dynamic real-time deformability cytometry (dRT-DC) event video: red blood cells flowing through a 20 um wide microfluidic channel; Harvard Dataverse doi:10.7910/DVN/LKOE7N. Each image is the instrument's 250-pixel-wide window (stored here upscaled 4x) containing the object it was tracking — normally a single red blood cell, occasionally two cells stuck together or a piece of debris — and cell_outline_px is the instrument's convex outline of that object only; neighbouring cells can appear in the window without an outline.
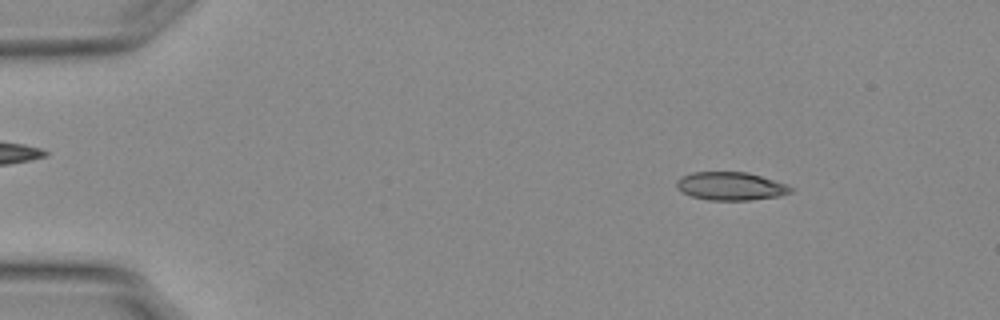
{"species": "Egyptian fruit bat (a non-hibernating species)", "species_latin": "Rousettus aegyptiacus", "temperature_condition": "warm", "stored_images_in_passage": 54, "camera_frame_rate_fps": 3000, "um_per_image_px": 0.085, "animal": {"sex": "female"}, "frame": {"image": 1, "passage_image": 7, "time_ms": 2.0, "image_size_px": [1000, 320], "cell_outline_px": [[792, 192], [780, 196], [748, 200], [708, 200], [692, 196], [676, 188], [676, 180], [680, 176], [692, 172], [748, 172], [788, 184], [792, 188]], "centroid_in_image_um": [62.11, 15.81], "position_along_channel_um": 22.9, "area_um2": 18.84}}
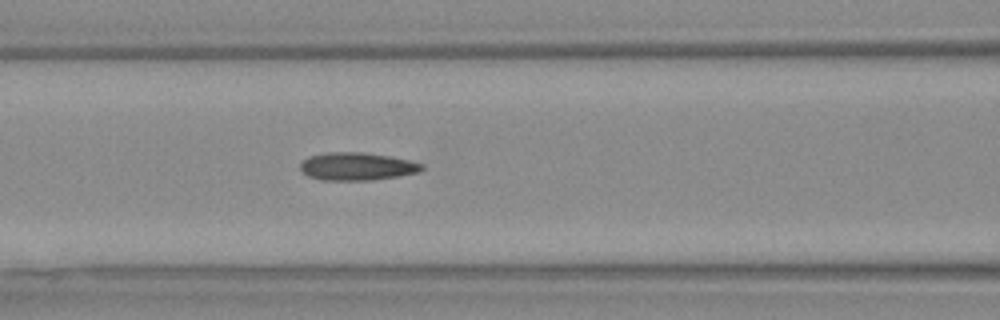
{"frame": {"image": 2, "passage_image": 23, "time_ms": 7.333, "image_size_px": [1000, 320], "cell_outline_px": [[424, 168], [420, 172], [372, 180], [320, 180], [308, 176], [300, 168], [300, 164], [308, 156], [328, 152], [360, 152], [388, 156], [408, 160], [424, 164]], "centroid_in_image_um": [30.33, 14.14], "position_along_channel_um": 136.3, "area_um2": 19.59}}
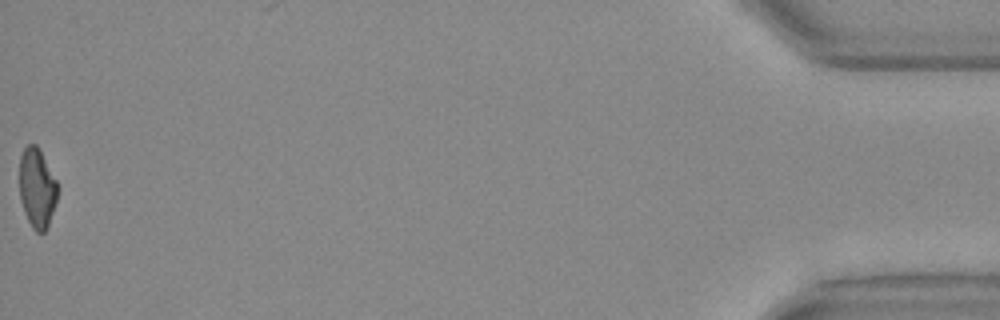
{"frame": {"image": 3, "passage_image": 54, "time_ms": 17.667, "image_size_px": [1000, 320], "cell_outline_px": [[60, 188], [56, 204], [48, 228], [44, 232], [36, 232], [32, 228], [24, 212], [20, 200], [20, 156], [24, 148], [28, 144], [36, 144], [56, 180]], "centroid_in_image_um": [3.17, 16.03], "position_along_channel_um": 432.0, "area_um2": 17.86}, "authors_computed_cell_mechanics": {"area_um2": 19.0162, "velocity_mm_per_s": 3.7982, "shape_relaxation_time_tau1_ms": null, "shape_relaxation_time_tau2_ms": 2.0956, "deformation_change_tau1": null, "deformation_change_tau2": 0.0953}}